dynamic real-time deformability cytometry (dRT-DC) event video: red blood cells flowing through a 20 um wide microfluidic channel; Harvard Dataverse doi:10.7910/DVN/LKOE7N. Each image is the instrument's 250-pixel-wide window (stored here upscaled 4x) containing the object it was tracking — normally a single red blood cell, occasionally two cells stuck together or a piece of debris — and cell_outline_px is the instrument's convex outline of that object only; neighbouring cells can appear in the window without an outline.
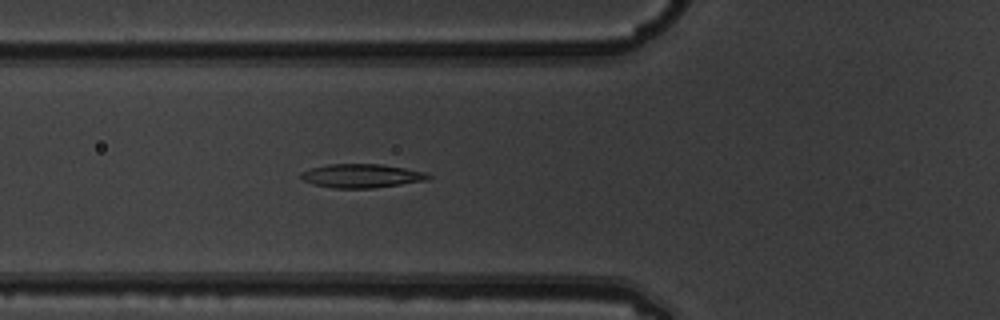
{"species": "common noctule bat (a hibernating species)", "species_latin": "Nyctalus noctula", "temperature_condition": "warm", "stored_images_in_passage": 5, "camera_frame_rate_fps": 3000, "um_per_image_px": 0.085, "animal": {"sex": "male", "body_mass_g": 19.5, "forearm_length_mm": 54.6}, "frame": {"image": 1, "passage_image": 5, "time_ms": 1.333, "image_size_px": [1000, 320], "cell_outline_px": [[432, 176], [428, 180], [372, 188], [332, 188], [312, 184], [304, 180], [300, 176], [300, 172], [312, 168], [328, 164], [380, 164], [404, 168], [424, 172]], "centroid_in_image_um": [30.71, 14.95], "position_along_channel_um": 95.1, "area_um2": 17.51}}